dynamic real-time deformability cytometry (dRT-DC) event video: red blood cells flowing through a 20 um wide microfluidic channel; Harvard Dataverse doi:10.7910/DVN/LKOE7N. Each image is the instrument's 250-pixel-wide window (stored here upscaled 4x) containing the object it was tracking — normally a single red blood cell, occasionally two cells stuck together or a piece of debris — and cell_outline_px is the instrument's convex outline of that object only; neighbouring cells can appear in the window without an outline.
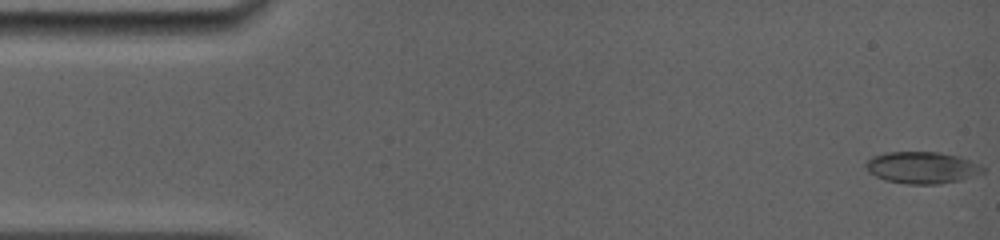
{"species": "common noctule bat (a hibernating species)", "species_latin": "Nyctalus noctula", "temperature_condition": "room temperature", "stored_images_in_passage": 12, "camera_frame_rate_fps": 5000, "um_per_image_px": 0.085, "animal": {"sex": "female", "body_mass_g": 19.0, "forearm_length_mm": 56.7}, "frame": {"image": 1, "passage_image": 1, "time_ms": 0.0, "image_size_px": [1000, 240], "cell_outline_px": [[984, 172], [960, 180], [936, 184], [908, 184], [884, 180], [868, 172], [864, 164], [872, 156], [888, 152], [940, 152], [960, 156], [980, 164], [984, 168]], "centroid_in_image_um": [78.36, 14.24], "position_along_channel_um": 6.6, "area_um2": 21.73}}
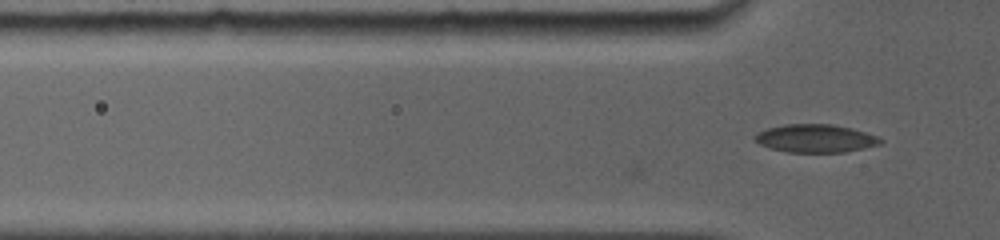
{"frame": {"image": 2, "passage_image": 12, "time_ms": 4.4, "image_size_px": [1000, 240], "cell_outline_px": [[884, 140], [880, 144], [864, 148], [844, 152], [788, 152], [772, 148], [760, 144], [756, 140], [756, 136], [760, 132], [768, 128], [784, 124], [832, 124], [852, 128], [876, 136]], "centroid_in_image_um": [69.36, 11.76], "position_along_channel_um": 56.4, "area_um2": 20.23}}